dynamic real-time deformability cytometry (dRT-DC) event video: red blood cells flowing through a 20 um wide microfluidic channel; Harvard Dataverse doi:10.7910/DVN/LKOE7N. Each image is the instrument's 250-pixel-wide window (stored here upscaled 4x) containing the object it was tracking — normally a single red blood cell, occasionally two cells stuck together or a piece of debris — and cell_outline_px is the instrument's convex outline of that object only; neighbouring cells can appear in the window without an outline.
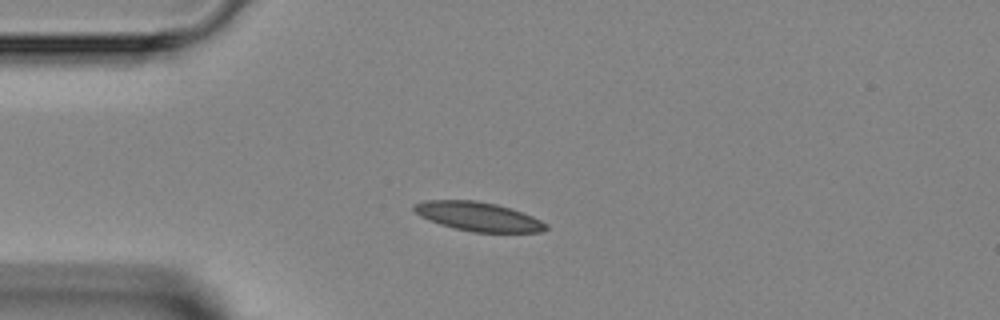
{"species": "Egyptian fruit bat (a non-hibernating species)", "species_latin": "Rousettus aegyptiacus", "temperature_condition": "room temperature", "stored_images_in_passage": 4, "camera_frame_rate_fps": 3000, "um_per_image_px": 0.085, "animal": {"sex": "female"}, "frame": {"image": 1, "passage_image": 3, "time_ms": 3.333, "image_size_px": [1000, 320], "cell_outline_px": [[548, 228], [540, 232], [472, 232], [440, 224], [428, 220], [420, 216], [412, 208], [412, 204], [424, 200], [476, 200], [496, 204], [532, 216], [548, 224]], "centroid_in_image_um": [40.61, 18.4], "position_along_channel_um": 44.4, "area_um2": 22.2}}